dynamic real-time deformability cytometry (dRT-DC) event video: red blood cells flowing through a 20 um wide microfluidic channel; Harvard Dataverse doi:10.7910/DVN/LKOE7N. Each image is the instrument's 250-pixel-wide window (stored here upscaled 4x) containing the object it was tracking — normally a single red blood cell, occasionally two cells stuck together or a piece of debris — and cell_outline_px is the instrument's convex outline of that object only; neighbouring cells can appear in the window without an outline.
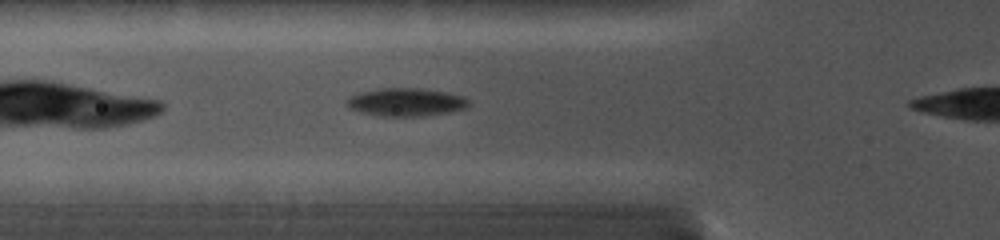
{"species": "common noctule bat (a hibernating species)", "species_latin": "Nyctalus noctula", "temperature_condition": "cold", "stored_images_in_passage": 49, "camera_frame_rate_fps": 5000, "um_per_image_px": 0.085, "animal": {"sex": "female", "body_mass_g": 19.0, "forearm_length_mm": 56.7}, "frame": {"image": 1, "passage_image": 10, "time_ms": 1.4, "image_size_px": [1000, 240], "cell_outline_px": [[472, 104], [468, 108], [448, 112], [424, 116], [380, 116], [360, 112], [348, 108], [344, 104], [344, 100], [348, 96], [360, 92], [380, 88], [420, 88], [444, 92], [464, 96]], "centroid_in_image_um": [34.47, 8.68], "position_along_channel_um": 91.3, "area_um2": 20.29}}
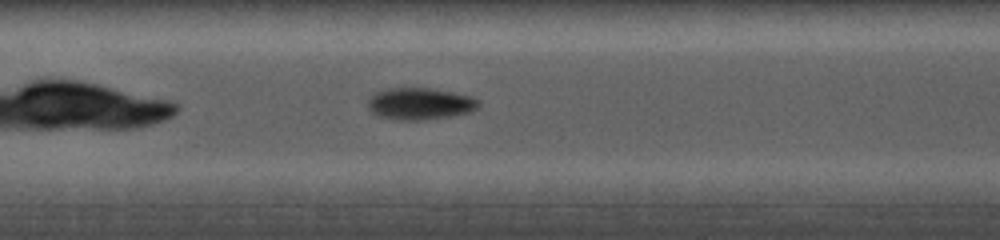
{"frame": {"image": 2, "passage_image": 17, "time_ms": 3.4, "image_size_px": [1000, 240], "cell_outline_px": [[480, 104], [472, 112], [452, 116], [420, 120], [396, 120], [380, 116], [372, 112], [368, 108], [368, 100], [372, 92], [388, 88], [428, 88], [452, 92], [472, 96], [480, 100]], "centroid_in_image_um": [35.69, 8.81], "position_along_channel_um": 171.7, "area_um2": 20.75}}
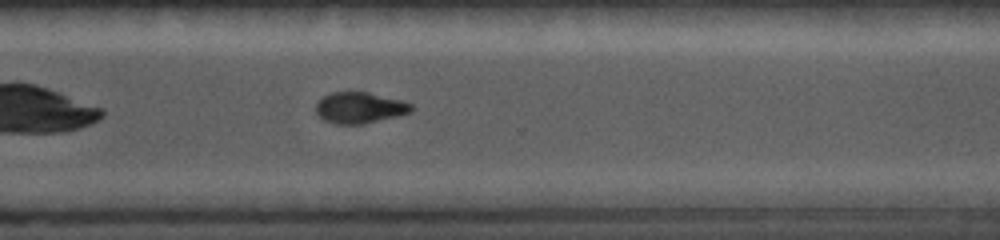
{"frame": {"image": 3, "passage_image": 35, "time_ms": 7.6, "image_size_px": [1000, 240], "cell_outline_px": [[412, 112], [364, 124], [336, 124], [324, 120], [316, 112], [316, 104], [324, 96], [332, 92], [368, 92], [400, 100], [412, 104]], "centroid_in_image_um": [30.57, 9.16], "position_along_channel_um": 340.0, "area_um2": 17.11}}